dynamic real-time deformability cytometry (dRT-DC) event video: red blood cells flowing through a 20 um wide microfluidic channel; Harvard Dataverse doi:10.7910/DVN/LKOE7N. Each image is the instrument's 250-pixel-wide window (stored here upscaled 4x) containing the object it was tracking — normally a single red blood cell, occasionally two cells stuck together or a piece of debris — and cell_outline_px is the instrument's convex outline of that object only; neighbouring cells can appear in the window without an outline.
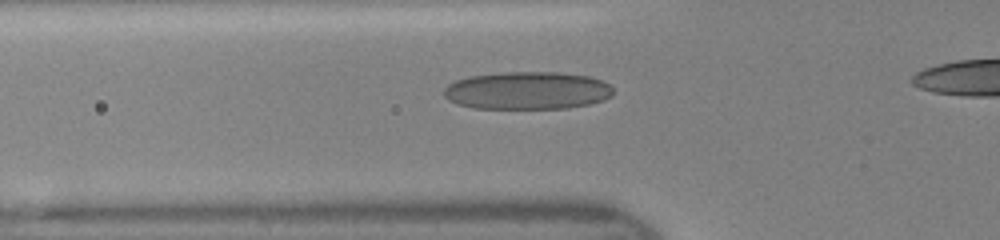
{"species": "human", "species_latin": "Homo sapiens", "temperature_condition": "room temperature", "stored_images_in_passage": 37, "camera_frame_rate_fps": 3000, "um_per_image_px": 0.085, "donor": {"sex": "female"}, "frame": {"image": 1, "passage_image": 12, "time_ms": 3.667, "image_size_px": [1000, 240], "cell_outline_px": [[612, 96], [604, 100], [588, 104], [568, 108], [476, 108], [460, 104], [448, 100], [444, 96], [444, 88], [448, 84], [456, 80], [468, 76], [504, 72], [560, 72], [588, 76], [604, 80], [612, 88]], "centroid_in_image_um": [44.84, 7.69], "position_along_channel_um": 81.0, "area_um2": 37.28}}
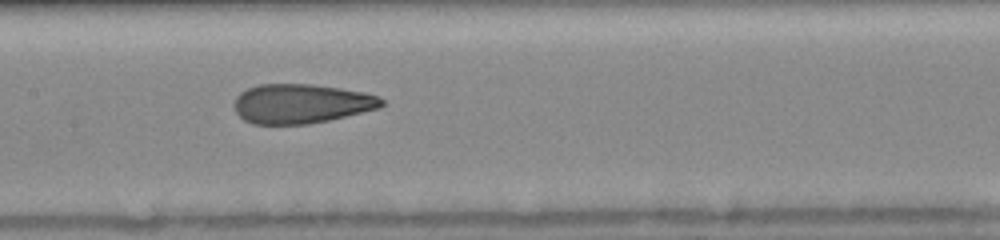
{"frame": {"image": 2, "passage_image": 19, "time_ms": 6.0, "image_size_px": [1000, 240], "cell_outline_px": [[384, 104], [380, 108], [328, 120], [308, 124], [252, 124], [244, 120], [236, 112], [236, 96], [240, 92], [248, 88], [260, 84], [312, 84], [340, 88], [364, 92], [380, 96], [384, 100]], "centroid_in_image_um": [25.63, 8.81], "position_along_channel_um": 181.8, "area_um2": 33.81}}
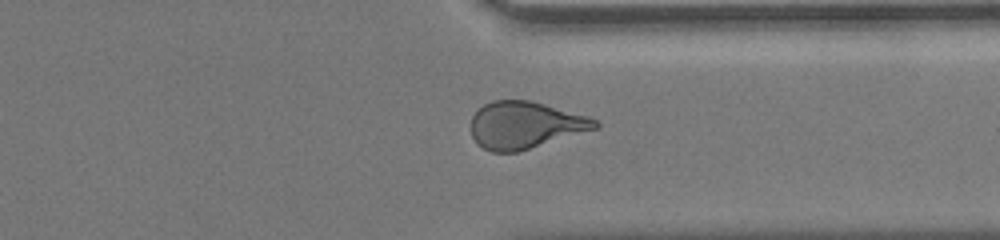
{"frame": {"image": 3, "passage_image": 32, "time_ms": 10.333, "image_size_px": [1000, 240], "cell_outline_px": [[600, 128], [516, 152], [492, 152], [476, 144], [472, 136], [472, 116], [484, 104], [492, 100], [528, 100], [544, 104], [588, 116], [596, 120], [600, 124]], "centroid_in_image_um": [44.64, 10.63], "position_along_channel_um": 366.8, "area_um2": 33.93}}